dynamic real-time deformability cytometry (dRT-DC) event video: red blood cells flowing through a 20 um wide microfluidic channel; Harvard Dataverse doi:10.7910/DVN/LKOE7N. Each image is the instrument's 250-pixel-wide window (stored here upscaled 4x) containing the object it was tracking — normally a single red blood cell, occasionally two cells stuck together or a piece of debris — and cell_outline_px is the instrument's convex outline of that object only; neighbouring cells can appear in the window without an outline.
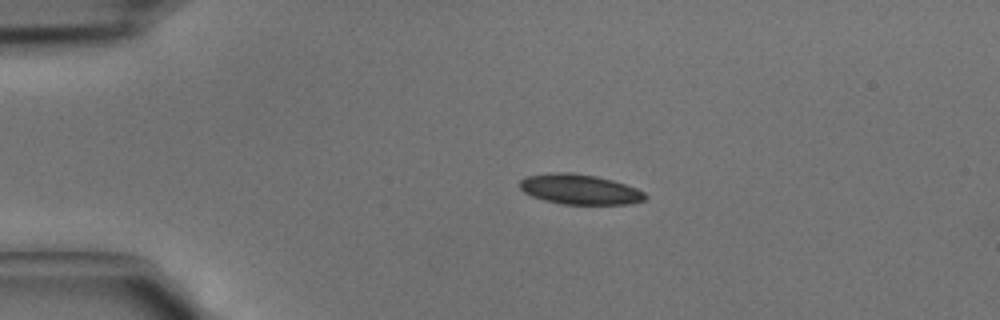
{"species": "common noctule bat (a hibernating species)", "species_latin": "Nyctalus noctula", "temperature_condition": "cold", "stored_images_in_passage": 4, "segment_of_instrument_passage": [1, 2], "camera_frame_rate_fps": 3000, "um_per_image_px": 0.085, "animal": {"sex": "male", "body_mass_g": 15.6}, "frame": {"image": 1, "passage_image": 2, "time_ms": 0.333, "image_size_px": [1000, 320], "cell_outline_px": [[648, 196], [644, 200], [628, 204], [564, 204], [544, 200], [532, 196], [524, 192], [520, 188], [520, 180], [524, 176], [556, 172], [572, 172], [596, 176], [612, 180], [636, 188], [644, 192]], "centroid_in_image_um": [49.26, 16.09], "position_along_channel_um": 35.7, "area_um2": 21.96}}